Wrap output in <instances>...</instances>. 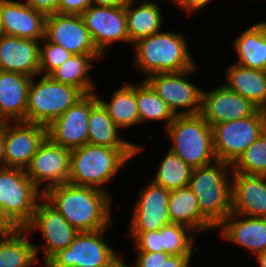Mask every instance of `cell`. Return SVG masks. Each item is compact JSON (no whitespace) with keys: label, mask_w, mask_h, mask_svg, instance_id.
I'll return each mask as SVG.
<instances>
[{"label":"cell","mask_w":266,"mask_h":267,"mask_svg":"<svg viewBox=\"0 0 266 267\" xmlns=\"http://www.w3.org/2000/svg\"><path fill=\"white\" fill-rule=\"evenodd\" d=\"M43 197L79 232L107 229L113 223L112 195L102 190L64 183L45 190Z\"/></svg>","instance_id":"1"},{"label":"cell","mask_w":266,"mask_h":267,"mask_svg":"<svg viewBox=\"0 0 266 267\" xmlns=\"http://www.w3.org/2000/svg\"><path fill=\"white\" fill-rule=\"evenodd\" d=\"M135 155L137 148H113L86 143L71 150L68 183L108 193L104 186Z\"/></svg>","instance_id":"2"},{"label":"cell","mask_w":266,"mask_h":267,"mask_svg":"<svg viewBox=\"0 0 266 267\" xmlns=\"http://www.w3.org/2000/svg\"><path fill=\"white\" fill-rule=\"evenodd\" d=\"M134 66L147 78L156 73L182 72L196 64L182 33L161 31L132 44Z\"/></svg>","instance_id":"3"},{"label":"cell","mask_w":266,"mask_h":267,"mask_svg":"<svg viewBox=\"0 0 266 267\" xmlns=\"http://www.w3.org/2000/svg\"><path fill=\"white\" fill-rule=\"evenodd\" d=\"M232 175V164L217 160L213 165L193 168L189 180L188 186L198 199L201 213L216 228L232 210Z\"/></svg>","instance_id":"4"},{"label":"cell","mask_w":266,"mask_h":267,"mask_svg":"<svg viewBox=\"0 0 266 267\" xmlns=\"http://www.w3.org/2000/svg\"><path fill=\"white\" fill-rule=\"evenodd\" d=\"M165 132L173 141L169 150L192 168L207 166L218 160L214 151L212 127L200 113L175 116Z\"/></svg>","instance_id":"5"},{"label":"cell","mask_w":266,"mask_h":267,"mask_svg":"<svg viewBox=\"0 0 266 267\" xmlns=\"http://www.w3.org/2000/svg\"><path fill=\"white\" fill-rule=\"evenodd\" d=\"M84 95L80 89L60 83L49 75H43L37 82L32 77L28 91L26 122L47 127Z\"/></svg>","instance_id":"6"},{"label":"cell","mask_w":266,"mask_h":267,"mask_svg":"<svg viewBox=\"0 0 266 267\" xmlns=\"http://www.w3.org/2000/svg\"><path fill=\"white\" fill-rule=\"evenodd\" d=\"M43 192L30 180L24 169L0 170V206L6 218L24 229L33 218Z\"/></svg>","instance_id":"7"},{"label":"cell","mask_w":266,"mask_h":267,"mask_svg":"<svg viewBox=\"0 0 266 267\" xmlns=\"http://www.w3.org/2000/svg\"><path fill=\"white\" fill-rule=\"evenodd\" d=\"M107 230L79 232L67 248L59 250L44 264L45 267H123L122 254H117L108 244V238L102 237Z\"/></svg>","instance_id":"8"},{"label":"cell","mask_w":266,"mask_h":267,"mask_svg":"<svg viewBox=\"0 0 266 267\" xmlns=\"http://www.w3.org/2000/svg\"><path fill=\"white\" fill-rule=\"evenodd\" d=\"M264 130L266 111L262 109H257L246 118L212 126L217 159L233 164Z\"/></svg>","instance_id":"9"},{"label":"cell","mask_w":266,"mask_h":267,"mask_svg":"<svg viewBox=\"0 0 266 267\" xmlns=\"http://www.w3.org/2000/svg\"><path fill=\"white\" fill-rule=\"evenodd\" d=\"M196 68L195 65L182 72L156 73L144 80L165 101L175 116L195 115L201 112L203 89L185 77L193 73Z\"/></svg>","instance_id":"10"},{"label":"cell","mask_w":266,"mask_h":267,"mask_svg":"<svg viewBox=\"0 0 266 267\" xmlns=\"http://www.w3.org/2000/svg\"><path fill=\"white\" fill-rule=\"evenodd\" d=\"M35 229L41 231L45 241L43 246L34 244L36 256L39 249H43L44 263L59 250L67 248L79 233L44 197L39 200L33 218L24 228L28 234Z\"/></svg>","instance_id":"11"},{"label":"cell","mask_w":266,"mask_h":267,"mask_svg":"<svg viewBox=\"0 0 266 267\" xmlns=\"http://www.w3.org/2000/svg\"><path fill=\"white\" fill-rule=\"evenodd\" d=\"M70 161L71 150L52 142L46 137L25 168V173L44 192L52 186L68 183ZM43 182H47L44 185L45 187H42Z\"/></svg>","instance_id":"12"},{"label":"cell","mask_w":266,"mask_h":267,"mask_svg":"<svg viewBox=\"0 0 266 267\" xmlns=\"http://www.w3.org/2000/svg\"><path fill=\"white\" fill-rule=\"evenodd\" d=\"M45 38L75 55H102L95 47L81 15L49 14Z\"/></svg>","instance_id":"13"},{"label":"cell","mask_w":266,"mask_h":267,"mask_svg":"<svg viewBox=\"0 0 266 267\" xmlns=\"http://www.w3.org/2000/svg\"><path fill=\"white\" fill-rule=\"evenodd\" d=\"M81 17L97 50L104 51L113 42L129 43L125 6L100 7L90 5ZM124 41V42H123Z\"/></svg>","instance_id":"14"},{"label":"cell","mask_w":266,"mask_h":267,"mask_svg":"<svg viewBox=\"0 0 266 267\" xmlns=\"http://www.w3.org/2000/svg\"><path fill=\"white\" fill-rule=\"evenodd\" d=\"M91 110V93L85 94L66 112L52 121L47 137L67 149L82 147L88 140V120Z\"/></svg>","instance_id":"15"},{"label":"cell","mask_w":266,"mask_h":267,"mask_svg":"<svg viewBox=\"0 0 266 267\" xmlns=\"http://www.w3.org/2000/svg\"><path fill=\"white\" fill-rule=\"evenodd\" d=\"M138 192L129 232H148L159 230L171 223L169 217L170 191L153 181Z\"/></svg>","instance_id":"16"},{"label":"cell","mask_w":266,"mask_h":267,"mask_svg":"<svg viewBox=\"0 0 266 267\" xmlns=\"http://www.w3.org/2000/svg\"><path fill=\"white\" fill-rule=\"evenodd\" d=\"M13 123L6 122L5 166L25 170L47 137V128L24 121Z\"/></svg>","instance_id":"17"},{"label":"cell","mask_w":266,"mask_h":267,"mask_svg":"<svg viewBox=\"0 0 266 267\" xmlns=\"http://www.w3.org/2000/svg\"><path fill=\"white\" fill-rule=\"evenodd\" d=\"M258 108L248 99L227 89L223 84L211 91L203 90L200 114L214 125L251 116Z\"/></svg>","instance_id":"18"},{"label":"cell","mask_w":266,"mask_h":267,"mask_svg":"<svg viewBox=\"0 0 266 267\" xmlns=\"http://www.w3.org/2000/svg\"><path fill=\"white\" fill-rule=\"evenodd\" d=\"M47 15L25 2L0 0L3 35L41 41L45 37Z\"/></svg>","instance_id":"19"},{"label":"cell","mask_w":266,"mask_h":267,"mask_svg":"<svg viewBox=\"0 0 266 267\" xmlns=\"http://www.w3.org/2000/svg\"><path fill=\"white\" fill-rule=\"evenodd\" d=\"M216 229H220L224 240L247 249L254 256L266 250V218L231 212Z\"/></svg>","instance_id":"20"},{"label":"cell","mask_w":266,"mask_h":267,"mask_svg":"<svg viewBox=\"0 0 266 267\" xmlns=\"http://www.w3.org/2000/svg\"><path fill=\"white\" fill-rule=\"evenodd\" d=\"M40 41L2 35L0 38V70L30 77L40 76Z\"/></svg>","instance_id":"21"},{"label":"cell","mask_w":266,"mask_h":267,"mask_svg":"<svg viewBox=\"0 0 266 267\" xmlns=\"http://www.w3.org/2000/svg\"><path fill=\"white\" fill-rule=\"evenodd\" d=\"M231 212L266 218V175L233 173Z\"/></svg>","instance_id":"22"},{"label":"cell","mask_w":266,"mask_h":267,"mask_svg":"<svg viewBox=\"0 0 266 267\" xmlns=\"http://www.w3.org/2000/svg\"><path fill=\"white\" fill-rule=\"evenodd\" d=\"M32 77L0 70V122H26Z\"/></svg>","instance_id":"23"},{"label":"cell","mask_w":266,"mask_h":267,"mask_svg":"<svg viewBox=\"0 0 266 267\" xmlns=\"http://www.w3.org/2000/svg\"><path fill=\"white\" fill-rule=\"evenodd\" d=\"M118 130L120 128L109 117L106 108L98 100V96L95 92L91 93L87 143L113 148H137V154L142 151L143 147L139 144L120 138Z\"/></svg>","instance_id":"24"},{"label":"cell","mask_w":266,"mask_h":267,"mask_svg":"<svg viewBox=\"0 0 266 267\" xmlns=\"http://www.w3.org/2000/svg\"><path fill=\"white\" fill-rule=\"evenodd\" d=\"M224 86L248 99L258 109L266 111V77L263 70L240 66L227 67Z\"/></svg>","instance_id":"25"},{"label":"cell","mask_w":266,"mask_h":267,"mask_svg":"<svg viewBox=\"0 0 266 267\" xmlns=\"http://www.w3.org/2000/svg\"><path fill=\"white\" fill-rule=\"evenodd\" d=\"M168 205L171 223L185 225L196 234L216 228L201 213L198 199L189 186L171 191Z\"/></svg>","instance_id":"26"},{"label":"cell","mask_w":266,"mask_h":267,"mask_svg":"<svg viewBox=\"0 0 266 267\" xmlns=\"http://www.w3.org/2000/svg\"><path fill=\"white\" fill-rule=\"evenodd\" d=\"M135 1L125 5L126 25L129 43L161 32L163 15L161 8L154 1L144 0L135 7Z\"/></svg>","instance_id":"27"},{"label":"cell","mask_w":266,"mask_h":267,"mask_svg":"<svg viewBox=\"0 0 266 267\" xmlns=\"http://www.w3.org/2000/svg\"><path fill=\"white\" fill-rule=\"evenodd\" d=\"M234 49L238 55L236 64L264 70L266 67V24L260 22L244 30L235 39Z\"/></svg>","instance_id":"28"},{"label":"cell","mask_w":266,"mask_h":267,"mask_svg":"<svg viewBox=\"0 0 266 267\" xmlns=\"http://www.w3.org/2000/svg\"><path fill=\"white\" fill-rule=\"evenodd\" d=\"M101 58H103V55L72 54L49 76L60 83L80 89L84 94L93 93L97 87L90 79L88 72L94 66L92 62L101 60Z\"/></svg>","instance_id":"29"},{"label":"cell","mask_w":266,"mask_h":267,"mask_svg":"<svg viewBox=\"0 0 266 267\" xmlns=\"http://www.w3.org/2000/svg\"><path fill=\"white\" fill-rule=\"evenodd\" d=\"M0 237V267H32L37 256L26 230L17 229Z\"/></svg>","instance_id":"30"},{"label":"cell","mask_w":266,"mask_h":267,"mask_svg":"<svg viewBox=\"0 0 266 267\" xmlns=\"http://www.w3.org/2000/svg\"><path fill=\"white\" fill-rule=\"evenodd\" d=\"M98 100L106 108L109 117L120 129H126L140 123L137 103H136V85L124 84L118 90L114 91L111 100L105 102L103 98Z\"/></svg>","instance_id":"31"},{"label":"cell","mask_w":266,"mask_h":267,"mask_svg":"<svg viewBox=\"0 0 266 267\" xmlns=\"http://www.w3.org/2000/svg\"><path fill=\"white\" fill-rule=\"evenodd\" d=\"M136 103L141 124L161 120L166 121L165 127L167 128L174 120L175 115L165 101L144 79L136 85Z\"/></svg>","instance_id":"32"},{"label":"cell","mask_w":266,"mask_h":267,"mask_svg":"<svg viewBox=\"0 0 266 267\" xmlns=\"http://www.w3.org/2000/svg\"><path fill=\"white\" fill-rule=\"evenodd\" d=\"M192 171L193 168L189 164L168 150L152 181L171 192L187 187Z\"/></svg>","instance_id":"33"},{"label":"cell","mask_w":266,"mask_h":267,"mask_svg":"<svg viewBox=\"0 0 266 267\" xmlns=\"http://www.w3.org/2000/svg\"><path fill=\"white\" fill-rule=\"evenodd\" d=\"M194 234L189 227L169 223L161 227V241L164 252L170 255L192 256V252H196L198 248H194ZM194 248V249H193Z\"/></svg>","instance_id":"34"},{"label":"cell","mask_w":266,"mask_h":267,"mask_svg":"<svg viewBox=\"0 0 266 267\" xmlns=\"http://www.w3.org/2000/svg\"><path fill=\"white\" fill-rule=\"evenodd\" d=\"M233 173L266 175V130L232 164Z\"/></svg>","instance_id":"35"},{"label":"cell","mask_w":266,"mask_h":267,"mask_svg":"<svg viewBox=\"0 0 266 267\" xmlns=\"http://www.w3.org/2000/svg\"><path fill=\"white\" fill-rule=\"evenodd\" d=\"M40 42V75H50L72 55L68 50L58 44L49 42L45 37Z\"/></svg>","instance_id":"36"},{"label":"cell","mask_w":266,"mask_h":267,"mask_svg":"<svg viewBox=\"0 0 266 267\" xmlns=\"http://www.w3.org/2000/svg\"><path fill=\"white\" fill-rule=\"evenodd\" d=\"M137 252H164L161 241V228L148 232H128Z\"/></svg>","instance_id":"37"},{"label":"cell","mask_w":266,"mask_h":267,"mask_svg":"<svg viewBox=\"0 0 266 267\" xmlns=\"http://www.w3.org/2000/svg\"><path fill=\"white\" fill-rule=\"evenodd\" d=\"M137 255L135 267H160L163 260H167L170 256L166 252H137ZM134 266H127L123 260V267Z\"/></svg>","instance_id":"38"},{"label":"cell","mask_w":266,"mask_h":267,"mask_svg":"<svg viewBox=\"0 0 266 267\" xmlns=\"http://www.w3.org/2000/svg\"><path fill=\"white\" fill-rule=\"evenodd\" d=\"M91 4V0H60L58 13L81 15Z\"/></svg>","instance_id":"39"},{"label":"cell","mask_w":266,"mask_h":267,"mask_svg":"<svg viewBox=\"0 0 266 267\" xmlns=\"http://www.w3.org/2000/svg\"><path fill=\"white\" fill-rule=\"evenodd\" d=\"M59 1L60 0H24L28 6L46 15L58 13Z\"/></svg>","instance_id":"40"},{"label":"cell","mask_w":266,"mask_h":267,"mask_svg":"<svg viewBox=\"0 0 266 267\" xmlns=\"http://www.w3.org/2000/svg\"><path fill=\"white\" fill-rule=\"evenodd\" d=\"M212 0H174L175 5L179 8L185 9L188 14L197 13L200 9L207 6Z\"/></svg>","instance_id":"41"},{"label":"cell","mask_w":266,"mask_h":267,"mask_svg":"<svg viewBox=\"0 0 266 267\" xmlns=\"http://www.w3.org/2000/svg\"><path fill=\"white\" fill-rule=\"evenodd\" d=\"M191 256L170 255L160 267H189Z\"/></svg>","instance_id":"42"},{"label":"cell","mask_w":266,"mask_h":267,"mask_svg":"<svg viewBox=\"0 0 266 267\" xmlns=\"http://www.w3.org/2000/svg\"><path fill=\"white\" fill-rule=\"evenodd\" d=\"M5 138H6V122H0V170L5 166Z\"/></svg>","instance_id":"43"},{"label":"cell","mask_w":266,"mask_h":267,"mask_svg":"<svg viewBox=\"0 0 266 267\" xmlns=\"http://www.w3.org/2000/svg\"><path fill=\"white\" fill-rule=\"evenodd\" d=\"M16 230L17 228L6 218L0 206V235Z\"/></svg>","instance_id":"44"},{"label":"cell","mask_w":266,"mask_h":267,"mask_svg":"<svg viewBox=\"0 0 266 267\" xmlns=\"http://www.w3.org/2000/svg\"><path fill=\"white\" fill-rule=\"evenodd\" d=\"M91 4L100 7H121L125 6L127 2L125 0H91Z\"/></svg>","instance_id":"45"},{"label":"cell","mask_w":266,"mask_h":267,"mask_svg":"<svg viewBox=\"0 0 266 267\" xmlns=\"http://www.w3.org/2000/svg\"><path fill=\"white\" fill-rule=\"evenodd\" d=\"M256 260L260 267H266V250L256 255Z\"/></svg>","instance_id":"46"},{"label":"cell","mask_w":266,"mask_h":267,"mask_svg":"<svg viewBox=\"0 0 266 267\" xmlns=\"http://www.w3.org/2000/svg\"><path fill=\"white\" fill-rule=\"evenodd\" d=\"M66 267H88V266L71 265V266H66ZM89 267H90V266H89Z\"/></svg>","instance_id":"47"},{"label":"cell","mask_w":266,"mask_h":267,"mask_svg":"<svg viewBox=\"0 0 266 267\" xmlns=\"http://www.w3.org/2000/svg\"><path fill=\"white\" fill-rule=\"evenodd\" d=\"M2 35H3V32H2V28H1V24H0V38Z\"/></svg>","instance_id":"48"},{"label":"cell","mask_w":266,"mask_h":267,"mask_svg":"<svg viewBox=\"0 0 266 267\" xmlns=\"http://www.w3.org/2000/svg\"><path fill=\"white\" fill-rule=\"evenodd\" d=\"M126 2H131V1H135L136 2V0H125Z\"/></svg>","instance_id":"49"},{"label":"cell","mask_w":266,"mask_h":267,"mask_svg":"<svg viewBox=\"0 0 266 267\" xmlns=\"http://www.w3.org/2000/svg\"><path fill=\"white\" fill-rule=\"evenodd\" d=\"M263 71H264V74H265V77H266V67L264 68V70H263Z\"/></svg>","instance_id":"50"}]
</instances>
